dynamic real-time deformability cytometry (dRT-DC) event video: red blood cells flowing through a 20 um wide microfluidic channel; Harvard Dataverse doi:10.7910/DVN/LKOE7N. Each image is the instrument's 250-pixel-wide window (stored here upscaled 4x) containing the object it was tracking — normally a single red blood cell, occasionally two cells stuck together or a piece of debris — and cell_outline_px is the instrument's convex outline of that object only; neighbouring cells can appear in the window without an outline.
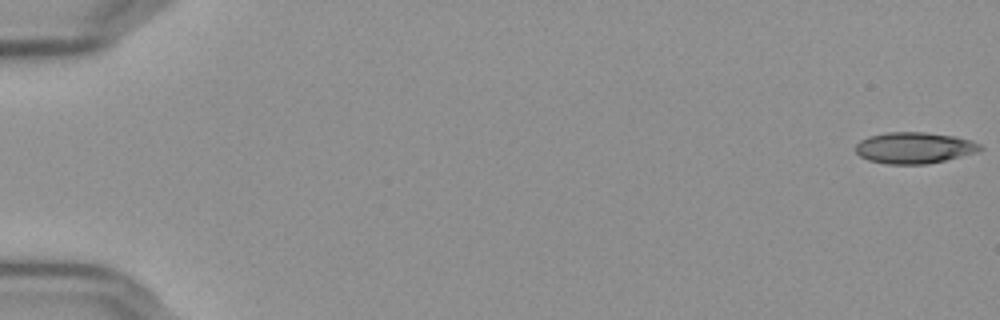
{"species": "Egyptian fruit bat (a non-hibernating species)", "species_latin": "Rousettus aegyptiacus", "temperature_condition": "cold", "stored_images_in_passage": 9, "camera_frame_rate_fps": 3000, "um_per_image_px": 0.085, "frame": {"image": 1, "passage_image": 1, "time_ms": 0.0, "image_size_px": [1000, 320], "cell_outline_px": [[984, 148], [980, 152], [928, 164], [884, 164], [868, 160], [860, 156], [856, 152], [856, 144], [860, 140], [868, 136], [888, 132], [924, 132], [956, 136], [972, 140], [980, 144]], "centroid_in_image_um": [77.75, 12.56], "position_along_channel_um": 7.3, "area_um2": 23.0}}